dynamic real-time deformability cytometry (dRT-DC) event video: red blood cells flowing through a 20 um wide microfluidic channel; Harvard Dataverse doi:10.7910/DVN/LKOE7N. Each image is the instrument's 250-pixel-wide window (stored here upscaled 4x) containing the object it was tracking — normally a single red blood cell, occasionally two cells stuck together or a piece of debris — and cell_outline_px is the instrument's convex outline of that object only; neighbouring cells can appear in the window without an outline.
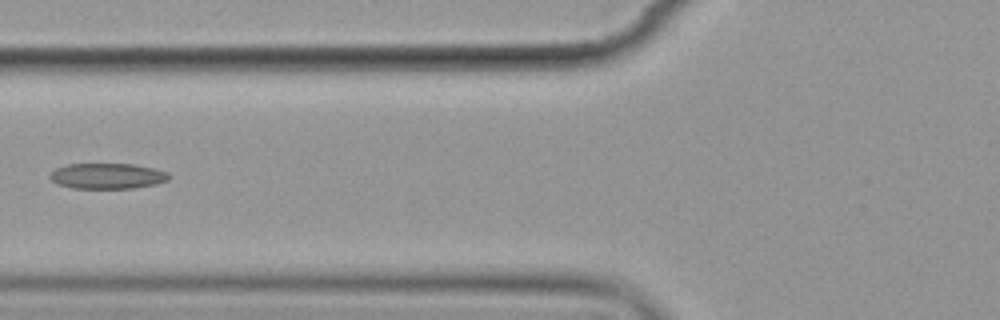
{"species": "common noctule bat (a hibernating species)", "species_latin": "Nyctalus noctula", "temperature_condition": "cold", "stored_images_in_passage": 9, "camera_frame_rate_fps": 3000, "um_per_image_px": 0.085, "animal": {"sex": "female", "body_mass_g": 19.9}, "frame": {"image": 1, "passage_image": 7, "time_ms": 7.0, "image_size_px": [1000, 320], "cell_outline_px": [[172, 176], [168, 180], [156, 184], [132, 188], [72, 188], [56, 184], [48, 176], [56, 168], [68, 164], [132, 164], [152, 168], [168, 172]], "centroid_in_image_um": [9.13, 14.96], "position_along_channel_um": 116.7, "area_um2": 17.74}}
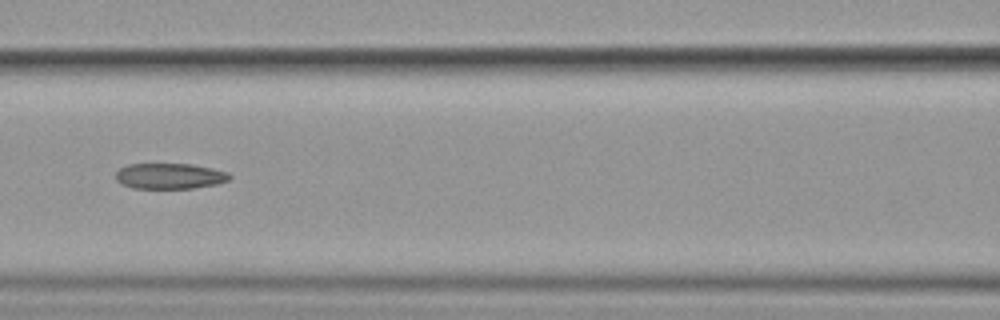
{"frame": {"image": 2, "passage_image": 8, "time_ms": 8.0, "image_size_px": [1000, 320], "cell_outline_px": [[232, 176], [228, 180], [216, 184], [192, 188], [132, 188], [120, 184], [116, 180], [116, 172], [120, 168], [128, 164], [192, 164], [212, 168], [228, 172]], "centroid_in_image_um": [14.41, 14.96], "position_along_channel_um": 152.2, "area_um2": 17.05}}
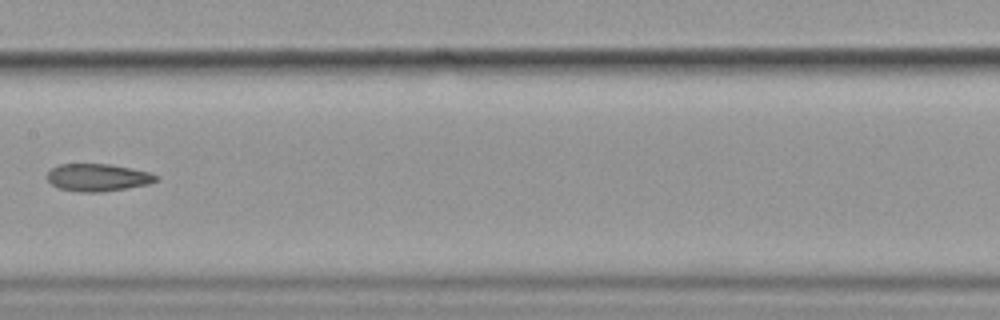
{"frame": {"image": 3, "passage_image": 9, "time_ms": 9.333, "image_size_px": [1000, 320], "cell_outline_px": [[160, 180], [148, 184], [100, 192], [80, 192], [60, 188], [52, 184], [48, 180], [48, 172], [52, 168], [60, 164], [108, 164], [148, 172], [160, 176]], "centroid_in_image_um": [8.33, 15.08], "position_along_channel_um": 199.1, "area_um2": 17.17}}